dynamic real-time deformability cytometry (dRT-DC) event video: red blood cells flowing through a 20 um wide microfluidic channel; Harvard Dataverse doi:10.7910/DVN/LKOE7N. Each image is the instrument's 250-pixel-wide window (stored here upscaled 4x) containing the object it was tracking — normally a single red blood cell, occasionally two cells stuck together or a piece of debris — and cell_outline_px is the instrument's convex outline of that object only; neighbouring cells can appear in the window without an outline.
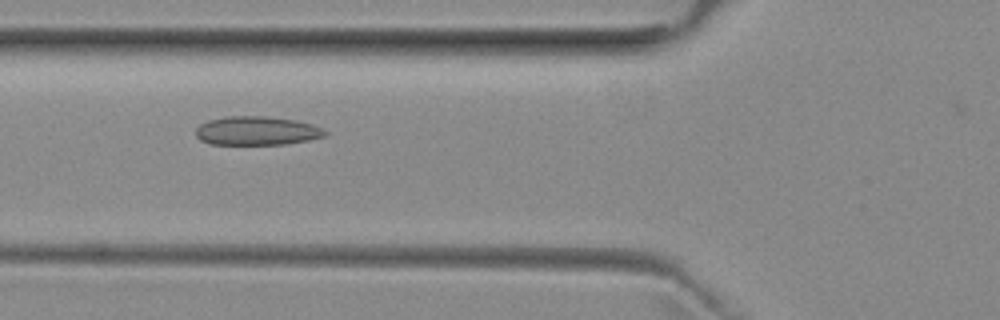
{"species": "common noctule bat (a hibernating species)", "species_latin": "Nyctalus noctula", "temperature_condition": "room temperature", "stored_images_in_passage": 37, "camera_frame_rate_fps": 3000, "um_per_image_px": 0.085, "animal": {"sex": "female", "body_mass_g": 29.2, "forearm_length_mm": 56.3}, "frame": {"image": 1, "passage_image": 4, "time_ms": 1.0, "image_size_px": [1000, 320], "cell_outline_px": [[328, 132], [324, 136], [308, 140], [284, 144], [208, 144], [200, 140], [196, 136], [196, 128], [200, 124], [208, 120], [228, 116], [264, 116], [296, 120], [312, 124], [324, 128]], "centroid_in_image_um": [21.82, 11.11], "position_along_channel_um": 104.0, "area_um2": 21.73}}
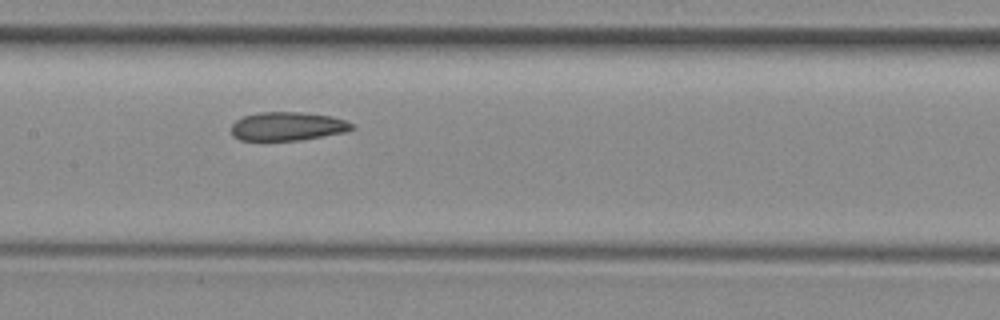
{"frame": {"image": 2, "passage_image": 10, "time_ms": 3.0, "image_size_px": [1000, 320], "cell_outline_px": [[356, 128], [344, 132], [300, 140], [240, 140], [232, 136], [232, 124], [236, 120], [244, 116], [260, 112], [300, 112], [332, 116], [344, 120], [352, 124]], "centroid_in_image_um": [24.43, 10.73], "position_along_channel_um": 183.0, "area_um2": 20.0}}
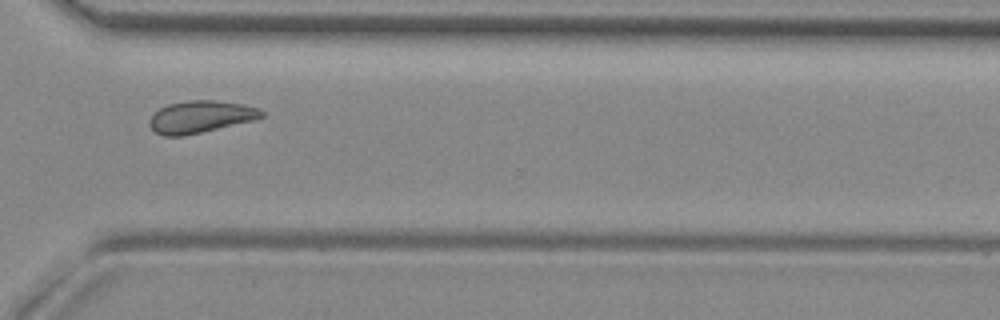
{"frame": {"image": 3, "passage_image": 23, "time_ms": 7.333, "image_size_px": [1000, 320], "cell_outline_px": [[264, 116], [252, 120], [184, 136], [164, 136], [156, 132], [148, 124], [148, 120], [160, 108], [168, 104], [188, 100], [212, 100], [240, 104], [256, 108], [264, 112]], "centroid_in_image_um": [16.99, 9.93], "position_along_channel_um": 353.6, "area_um2": 20.58}, "authors_computed_cell_mechanics": {"area_um2": 20.808, "velocity_mm_per_s": 3.9428, "shape_relaxation_time_tau1_ms": null, "shape_relaxation_time_tau2_ms": 4.2108, "deformation_change_tau1": null, "deformation_change_tau2": 0.0917}}